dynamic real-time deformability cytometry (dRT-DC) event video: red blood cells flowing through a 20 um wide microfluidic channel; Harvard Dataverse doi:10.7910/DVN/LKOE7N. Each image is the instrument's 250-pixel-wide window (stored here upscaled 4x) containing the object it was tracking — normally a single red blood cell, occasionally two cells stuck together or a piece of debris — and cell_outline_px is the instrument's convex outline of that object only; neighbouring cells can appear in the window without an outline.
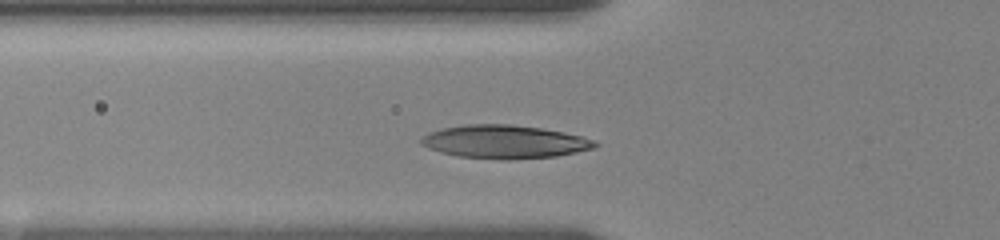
{"species": "human", "species_latin": "Homo sapiens", "temperature_condition": "room temperature", "stored_images_in_passage": 26, "camera_frame_rate_fps": 3000, "um_per_image_px": 0.085, "donor": {"sex": "female"}, "frame": {"image": 1, "passage_image": 7, "time_ms": 3.333, "image_size_px": [1000, 240], "cell_outline_px": [[600, 144], [596, 148], [556, 156], [508, 160], [460, 156], [440, 152], [428, 148], [420, 144], [420, 136], [428, 132], [444, 128], [464, 124], [512, 124], [540, 128], [564, 132], [580, 136], [592, 140]], "centroid_in_image_um": [42.86, 12.05], "position_along_channel_um": 82.9, "area_um2": 33.76}}
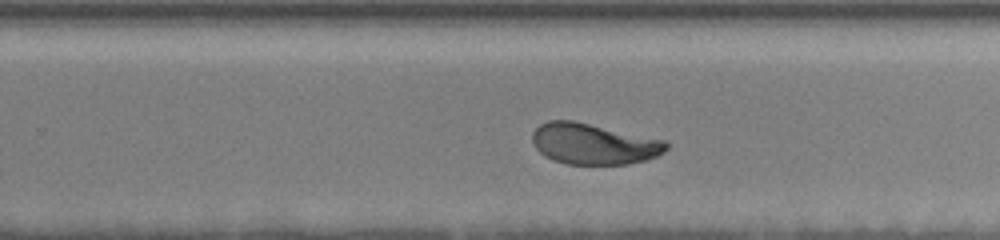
{"frame": {"image": 2, "passage_image": 18, "time_ms": 9.0, "image_size_px": [1000, 240], "cell_outline_px": [[668, 148], [664, 152], [656, 156], [644, 160], [628, 164], [568, 164], [544, 156], [532, 144], [532, 132], [540, 124], [548, 120], [572, 120], [664, 140], [668, 144]], "centroid_in_image_um": [50.43, 12.23], "position_along_channel_um": 279.4, "area_um2": 31.73}}
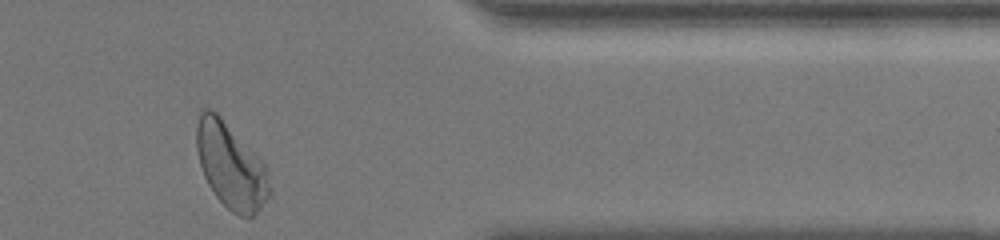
{"frame": {"image": 3, "passage_image": 26, "time_ms": 12.667, "image_size_px": [1000, 240], "cell_outline_px": [[272, 192], [260, 208], [252, 216], [240, 216], [232, 212], [216, 196], [208, 184], [204, 176], [200, 164], [196, 148], [196, 124], [200, 108], [208, 108], [216, 112], [268, 168]], "centroid_in_image_um": [19.61, 14.09], "position_along_channel_um": 391.8, "area_um2": 36.13}, "authors_computed_cell_mechanics": {"area_um2": 32.4258, "velocity_mm_per_s": 3.4615, "shape_relaxation_time_tau1_ms": 2.5926, "shape_relaxation_time_tau2_ms": 1.4374, "deformation_change_tau1": 0.1244, "deformation_change_tau2": 0.0624}}